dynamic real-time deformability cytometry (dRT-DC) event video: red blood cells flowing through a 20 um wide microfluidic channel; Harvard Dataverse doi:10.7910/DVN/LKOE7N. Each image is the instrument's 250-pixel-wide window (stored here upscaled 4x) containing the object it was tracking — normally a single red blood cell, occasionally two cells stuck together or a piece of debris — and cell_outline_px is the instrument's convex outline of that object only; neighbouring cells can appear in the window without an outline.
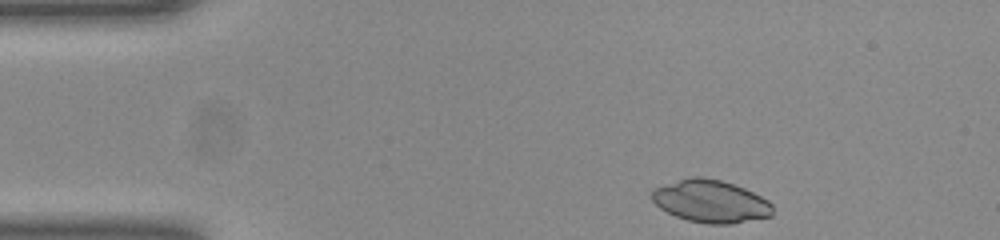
{"species": "common noctule bat (a hibernating species)", "species_latin": "Nyctalus noctula", "temperature_condition": "room temperature", "stored_images_in_passage": 36, "camera_frame_rate_fps": 3000, "um_per_image_px": 0.085, "animal": {"sex": "female", "body_mass_g": 23.0, "forearm_length_mm": 53.4}, "frame": {"image": 1, "passage_image": 1, "time_ms": 0.0, "image_size_px": [1000, 240], "cell_outline_px": [[772, 216], [732, 224], [708, 224], [688, 220], [676, 216], [660, 208], [652, 200], [652, 192], [656, 188], [692, 176], [700, 176], [720, 180], [744, 188], [768, 200], [772, 204]], "centroid_in_image_um": [60.44, 17.12], "position_along_channel_um": 24.6, "area_um2": 29.59}}
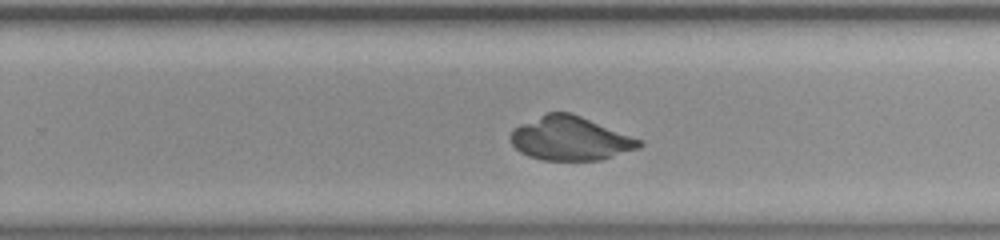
{"frame": {"image": 2, "passage_image": 26, "time_ms": 8.333, "image_size_px": [1000, 240], "cell_outline_px": [[644, 144], [640, 148], [600, 160], [540, 160], [528, 156], [520, 152], [512, 144], [508, 136], [512, 128], [520, 124], [548, 112], [568, 112], [580, 116], [644, 140]], "centroid_in_image_um": [48.47, 11.78], "position_along_channel_um": 281.3, "area_um2": 33.06}}
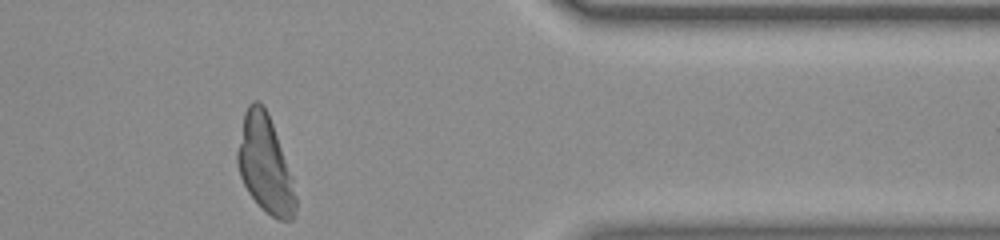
{"frame": {"image": 3, "passage_image": 36, "time_ms": 11.667, "image_size_px": [1000, 240], "cell_outline_px": [[296, 208], [292, 220], [280, 220], [272, 216], [248, 192], [240, 176], [236, 160], [236, 152], [244, 112], [248, 104], [252, 100], [256, 100], [268, 112], [292, 180], [296, 196]], "centroid_in_image_um": [22.5, 13.95], "position_along_channel_um": 388.9, "area_um2": 32.19}}